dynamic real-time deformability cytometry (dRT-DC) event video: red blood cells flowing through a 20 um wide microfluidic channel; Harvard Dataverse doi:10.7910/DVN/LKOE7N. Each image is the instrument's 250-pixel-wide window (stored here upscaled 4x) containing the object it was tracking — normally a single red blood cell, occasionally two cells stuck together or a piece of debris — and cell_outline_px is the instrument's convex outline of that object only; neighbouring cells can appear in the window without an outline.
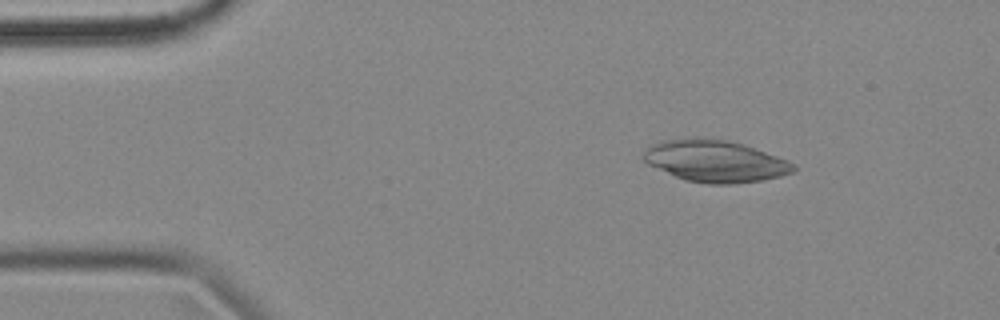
{"species": "common noctule bat (a hibernating species)", "species_latin": "Nyctalus noctula", "temperature_condition": "cold", "stored_images_in_passage": 3, "camera_frame_rate_fps": 3000, "um_per_image_px": 0.085, "animal": {"sex": "female", "body_mass_g": 18.4}, "frame": {"image": 1, "passage_image": 2, "time_ms": 0.333, "image_size_px": [1000, 320], "cell_outline_px": [[796, 168], [792, 172], [780, 176], [760, 180], [732, 184], [708, 184], [684, 180], [648, 164], [644, 160], [644, 152], [652, 144], [664, 140], [728, 140], [744, 144], [788, 160], [796, 164]], "centroid_in_image_um": [60.84, 13.73], "position_along_channel_um": 24.2, "area_um2": 35.72}}